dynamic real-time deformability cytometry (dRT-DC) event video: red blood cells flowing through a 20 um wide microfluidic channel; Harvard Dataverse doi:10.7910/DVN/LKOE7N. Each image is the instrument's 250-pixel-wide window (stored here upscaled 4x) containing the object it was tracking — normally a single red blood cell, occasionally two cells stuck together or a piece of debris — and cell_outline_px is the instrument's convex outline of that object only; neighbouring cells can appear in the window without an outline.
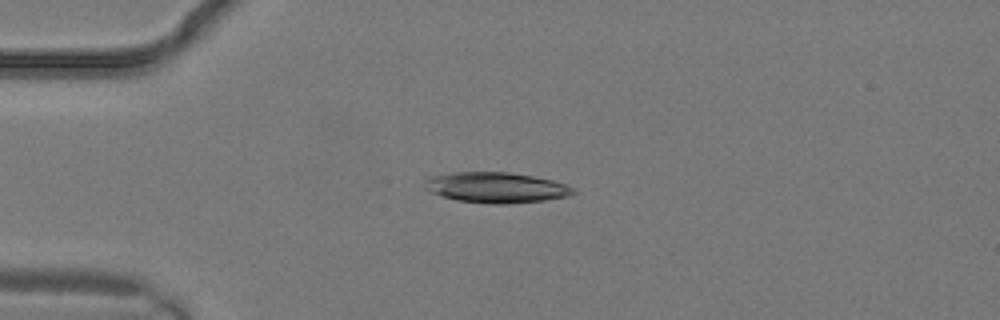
{"species": "common noctule bat (a hibernating species)", "species_latin": "Nyctalus noctula", "temperature_condition": "warm", "stored_images_in_passage": 7, "camera_frame_rate_fps": 3000, "um_per_image_px": 0.085, "animal": {"sex": "male", "body_mass_g": 19.2, "forearm_length_mm": 51.8}, "frame": {"image": 1, "passage_image": 4, "time_ms": 1.0, "image_size_px": [1000, 320], "cell_outline_px": [[576, 192], [568, 196], [544, 200], [508, 204], [492, 204], [460, 200], [444, 196], [432, 192], [424, 188], [428, 180], [436, 176], [456, 172], [508, 172], [532, 176], [552, 180], [568, 184], [576, 188]], "centroid_in_image_um": [42.28, 15.94], "position_along_channel_um": 42.7, "area_um2": 26.01}}
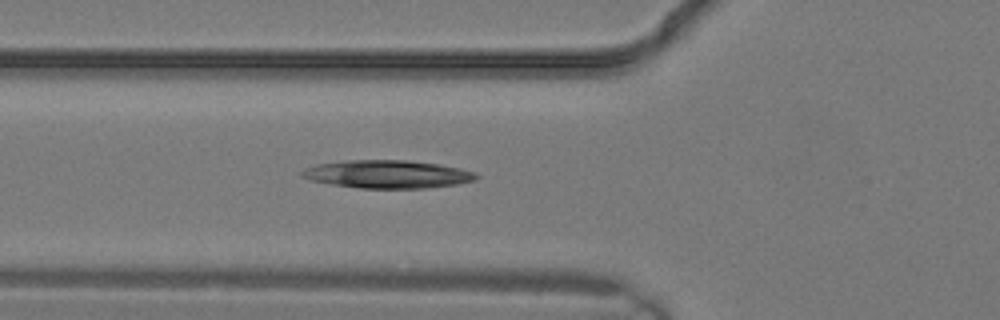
{"frame": {"image": 2, "passage_image": 7, "time_ms": 2.0, "image_size_px": [1000, 320], "cell_outline_px": [[480, 176], [476, 180], [456, 184], [424, 188], [360, 188], [332, 184], [308, 180], [300, 176], [300, 172], [304, 168], [316, 164], [348, 160], [408, 160], [440, 164], [460, 168], [476, 172]], "centroid_in_image_um": [32.93, 14.8], "position_along_channel_um": 92.9, "area_um2": 28.61}}